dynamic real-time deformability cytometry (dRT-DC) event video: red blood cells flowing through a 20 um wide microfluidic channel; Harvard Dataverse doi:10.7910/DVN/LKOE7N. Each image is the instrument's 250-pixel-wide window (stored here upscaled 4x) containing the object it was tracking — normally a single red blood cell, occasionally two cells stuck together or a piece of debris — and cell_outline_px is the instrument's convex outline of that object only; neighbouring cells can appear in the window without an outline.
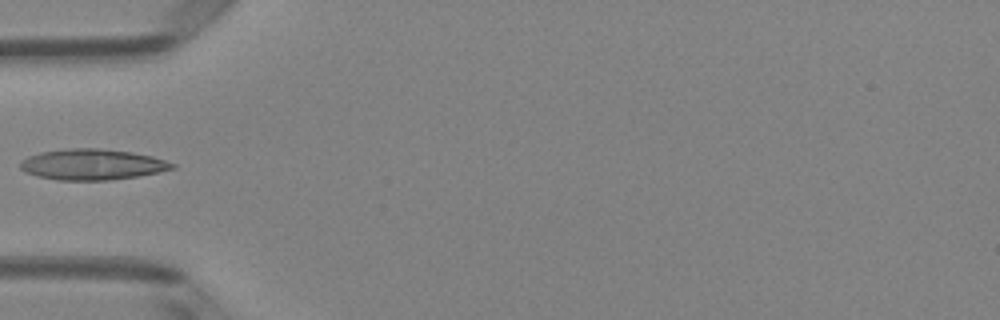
{"species": "Egyptian fruit bat (a non-hibernating species)", "species_latin": "Rousettus aegyptiacus", "temperature_condition": "room temperature", "stored_images_in_passage": 4, "camera_frame_rate_fps": 3000, "um_per_image_px": 0.085, "animal": {"sex": "female"}, "frame": {"image": 1, "passage_image": 3, "time_ms": 0.667, "image_size_px": [1000, 320], "cell_outline_px": [[176, 168], [136, 176], [108, 180], [56, 180], [36, 176], [20, 168], [20, 160], [28, 156], [40, 152], [68, 148], [100, 148], [132, 152], [152, 156], [176, 164]], "centroid_in_image_um": [7.81, 13.97], "position_along_channel_um": 77.2, "area_um2": 27.22}}
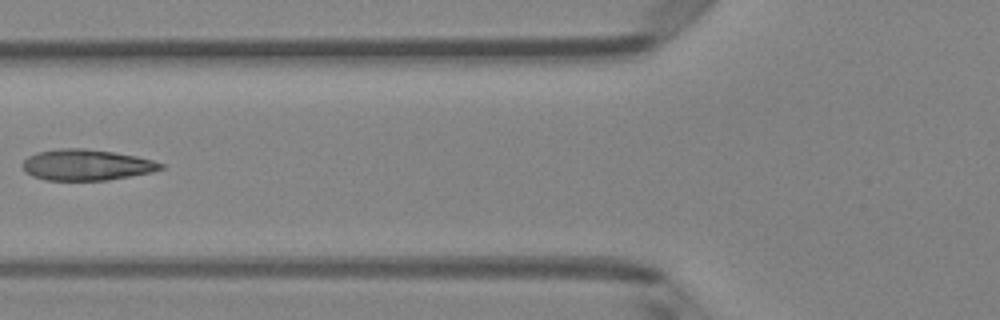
{"frame": {"image": 2, "passage_image": 4, "time_ms": 1.0, "image_size_px": [1000, 320], "cell_outline_px": [[164, 168], [152, 172], [108, 180], [44, 180], [32, 176], [24, 172], [20, 164], [28, 156], [36, 152], [60, 148], [84, 148], [112, 152], [136, 156], [152, 160], [164, 164]], "centroid_in_image_um": [7.3, 14.02], "position_along_channel_um": 118.5, "area_um2": 25.09}}